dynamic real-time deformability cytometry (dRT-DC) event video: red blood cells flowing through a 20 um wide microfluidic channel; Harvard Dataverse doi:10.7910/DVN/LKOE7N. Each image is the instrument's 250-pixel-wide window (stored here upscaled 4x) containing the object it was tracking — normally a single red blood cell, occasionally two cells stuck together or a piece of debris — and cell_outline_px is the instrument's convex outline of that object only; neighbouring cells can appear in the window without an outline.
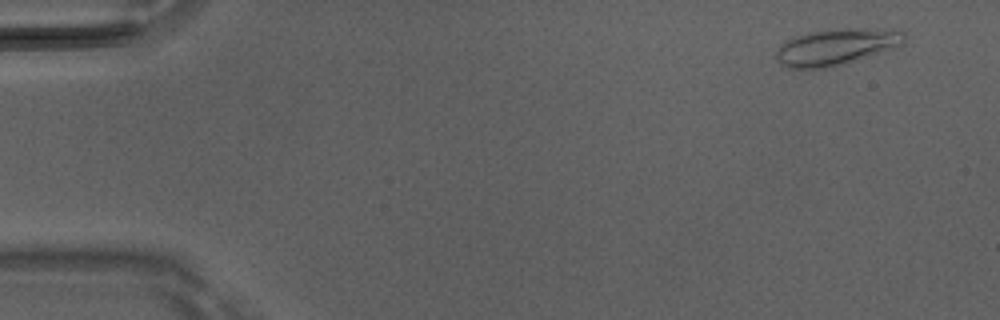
{"species": "Egyptian fruit bat (a non-hibernating species)", "species_latin": "Rousettus aegyptiacus", "temperature_condition": "room temperature", "stored_images_in_passage": 4, "camera_frame_rate_fps": 3000, "um_per_image_px": 0.085, "animal": {"sex": "male"}, "frame": {"image": 1, "passage_image": 1, "time_ms": 0.0, "image_size_px": [1000, 320], "cell_outline_px": [[904, 44], [896, 48], [840, 64], [824, 68], [788, 68], [780, 64], [776, 60], [776, 52], [792, 36], [808, 32], [844, 28], [900, 28], [904, 32]], "centroid_in_image_um": [71.14, 3.95], "position_along_channel_um": 13.9, "area_um2": 27.22}}